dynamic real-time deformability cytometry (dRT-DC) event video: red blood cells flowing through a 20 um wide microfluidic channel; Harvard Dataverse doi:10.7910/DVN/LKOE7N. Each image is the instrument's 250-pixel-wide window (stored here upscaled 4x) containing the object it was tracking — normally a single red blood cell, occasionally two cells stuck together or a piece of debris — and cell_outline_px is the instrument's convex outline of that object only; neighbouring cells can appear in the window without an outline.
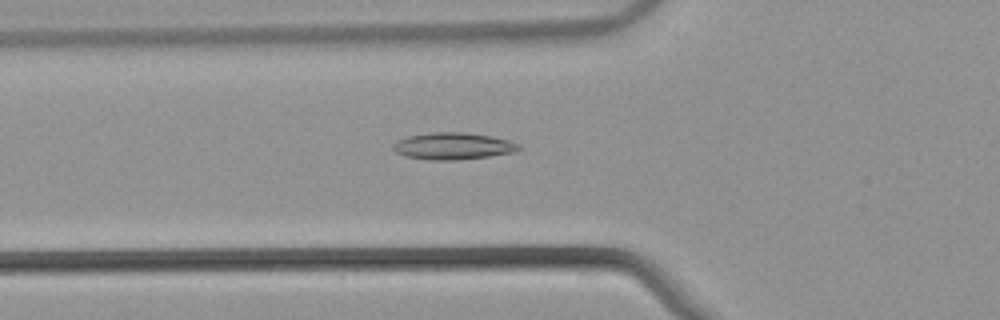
{"species": "common noctule bat (a hibernating species)", "species_latin": "Nyctalus noctula", "temperature_condition": "warm", "stored_images_in_passage": 38, "camera_frame_rate_fps": 3000, "um_per_image_px": 0.085, "animal": {"sex": "male", "body_mass_g": 21.5, "forearm_length_mm": 52.0}, "frame": {"image": 1, "passage_image": 4, "time_ms": 1.0, "image_size_px": [1000, 320], "cell_outline_px": [[520, 148], [512, 152], [488, 156], [456, 160], [428, 160], [404, 156], [396, 152], [392, 148], [392, 144], [396, 140], [408, 136], [432, 132], [468, 132], [492, 136], [508, 140], [520, 144]], "centroid_in_image_um": [38.46, 12.41], "position_along_channel_um": 87.3, "area_um2": 19.77}}
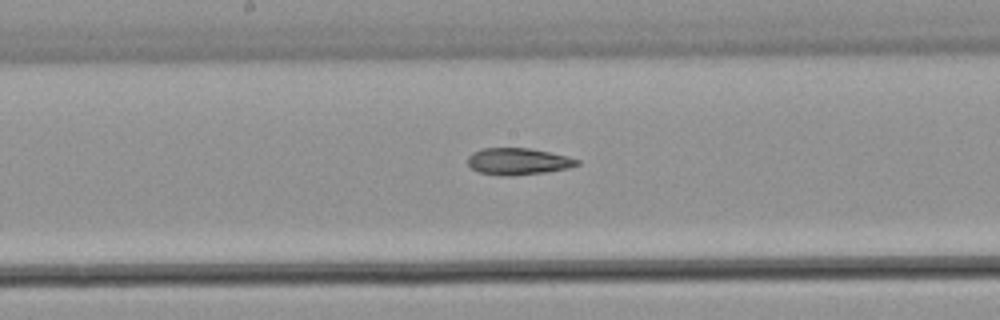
{"frame": {"image": 2, "passage_image": 13, "time_ms": 4.0, "image_size_px": [1000, 320], "cell_outline_px": [[580, 164], [568, 168], [548, 172], [504, 176], [500, 176], [480, 172], [472, 168], [468, 164], [468, 156], [472, 152], [480, 148], [528, 148], [548, 152], [580, 160]], "centroid_in_image_um": [44.01, 13.72], "position_along_channel_um": 204.2, "area_um2": 16.94}}
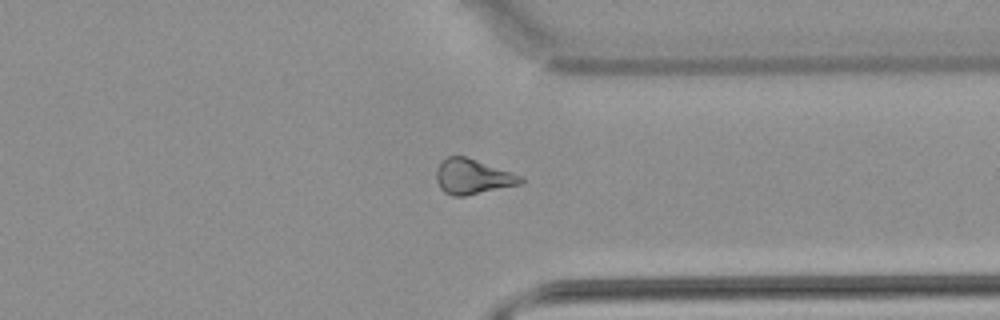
{"frame": {"image": 3, "passage_image": 26, "time_ms": 8.333, "image_size_px": [1000, 320], "cell_outline_px": [[524, 180], [520, 184], [464, 196], [452, 196], [444, 192], [440, 188], [436, 180], [436, 168], [448, 156], [464, 156], [524, 176]], "centroid_in_image_um": [40.17, 15.02], "position_along_channel_um": 371.2, "area_um2": 17.11}, "authors_computed_cell_mechanics": {"area_um2": 17.3689, "velocity_mm_per_s": 3.8808, "shape_relaxation_time_tau1_ms": null, "shape_relaxation_time_tau2_ms": 8.4748, "deformation_change_tau1": null, "deformation_change_tau2": 0.1917}}